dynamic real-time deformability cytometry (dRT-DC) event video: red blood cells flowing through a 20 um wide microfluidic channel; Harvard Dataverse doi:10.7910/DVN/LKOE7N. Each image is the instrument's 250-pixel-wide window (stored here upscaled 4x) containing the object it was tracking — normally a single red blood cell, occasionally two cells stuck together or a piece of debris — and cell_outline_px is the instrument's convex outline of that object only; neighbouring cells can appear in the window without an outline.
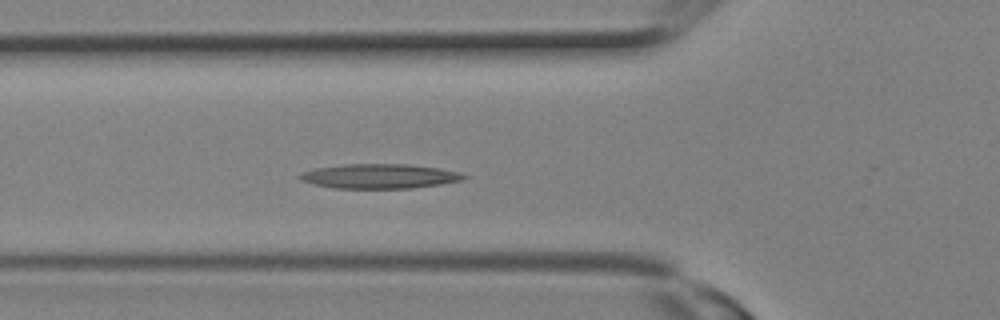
{"species": "Egyptian fruit bat (a non-hibernating species)", "species_latin": "Rousettus aegyptiacus", "temperature_condition": "room temperature", "stored_images_in_passage": 8, "camera_frame_rate_fps": 3000, "um_per_image_px": 0.085, "animal": {"sex": "female"}, "frame": {"image": 1, "passage_image": 8, "time_ms": 2.333, "image_size_px": [1000, 320], "cell_outline_px": [[468, 176], [464, 180], [440, 184], [412, 188], [336, 188], [312, 184], [300, 180], [296, 176], [300, 172], [316, 168], [344, 164], [408, 164], [440, 168], [460, 172]], "centroid_in_image_um": [32.24, 14.97], "position_along_channel_um": 93.6, "area_um2": 23.64}}